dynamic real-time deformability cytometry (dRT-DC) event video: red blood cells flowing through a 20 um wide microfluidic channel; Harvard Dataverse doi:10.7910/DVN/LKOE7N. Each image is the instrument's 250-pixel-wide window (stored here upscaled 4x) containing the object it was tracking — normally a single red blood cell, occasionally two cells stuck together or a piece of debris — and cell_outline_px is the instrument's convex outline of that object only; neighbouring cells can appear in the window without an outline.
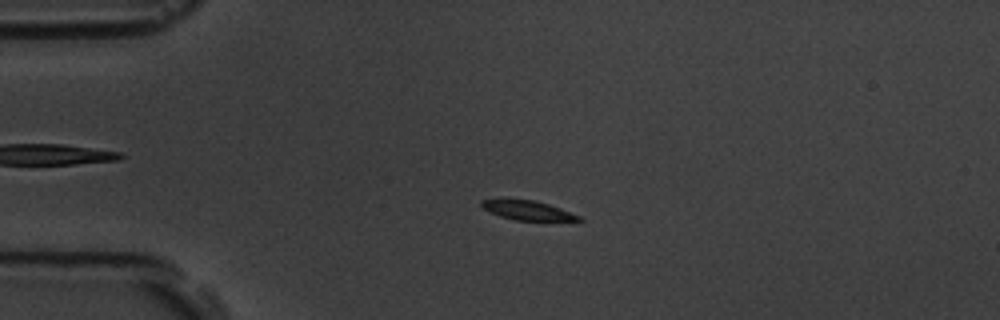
{"species": "common noctule bat (a hibernating species)", "species_latin": "Nyctalus noctula", "temperature_condition": "room temperature", "stored_images_in_passage": 6, "camera_frame_rate_fps": 3000, "um_per_image_px": 0.085, "animal": {"sex": "male", "body_mass_g": 19.5, "forearm_length_mm": 54.6}, "frame": {"image": 1, "passage_image": 5, "time_ms": 4.667, "image_size_px": [1000, 320], "cell_outline_px": [[584, 220], [512, 220], [500, 216], [484, 208], [480, 204], [480, 200], [504, 196], [536, 200], [560, 208], [580, 216]], "centroid_in_image_um": [44.74, 17.81], "position_along_channel_um": 40.3, "area_um2": 11.39}}